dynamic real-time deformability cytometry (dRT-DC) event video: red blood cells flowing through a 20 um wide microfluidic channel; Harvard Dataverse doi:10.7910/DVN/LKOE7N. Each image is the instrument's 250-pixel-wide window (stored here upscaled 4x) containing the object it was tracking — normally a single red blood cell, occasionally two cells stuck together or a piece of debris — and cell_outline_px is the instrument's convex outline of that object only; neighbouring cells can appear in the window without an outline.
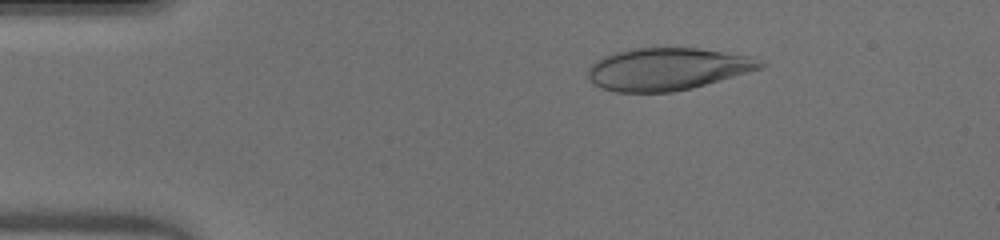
{"species": "human", "species_latin": "Homo sapiens", "temperature_condition": "warm", "stored_images_in_passage": 42, "camera_frame_rate_fps": 3000, "um_per_image_px": 0.085, "donor": {"sex": "male"}, "frame": {"image": 1, "passage_image": 8, "time_ms": 2.333, "image_size_px": [1000, 240], "cell_outline_px": [[764, 64], [760, 68], [692, 88], [672, 92], [616, 92], [600, 88], [588, 76], [588, 68], [596, 60], [604, 56], [616, 52], [632, 48], [696, 48], [748, 56]], "centroid_in_image_um": [56.64, 5.87], "position_along_channel_um": 28.4, "area_um2": 41.79}}
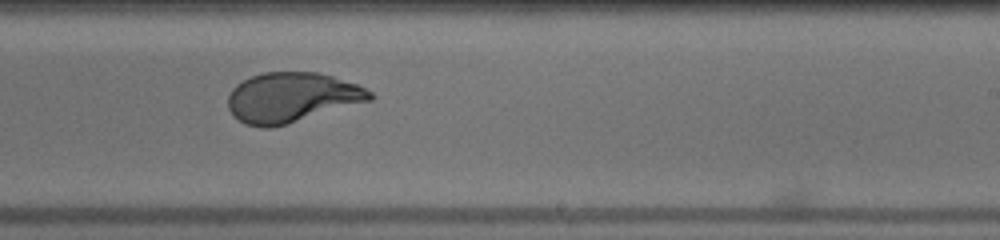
{"frame": {"image": 2, "passage_image": 30, "time_ms": 9.667, "image_size_px": [1000, 240], "cell_outline_px": [[376, 96], [372, 100], [272, 128], [260, 128], [244, 124], [232, 116], [228, 108], [228, 96], [232, 88], [236, 84], [252, 76], [264, 72], [316, 72], [332, 76], [356, 84], [372, 92]], "centroid_in_image_um": [24.77, 8.29], "position_along_channel_um": 264.2, "area_um2": 41.33}}
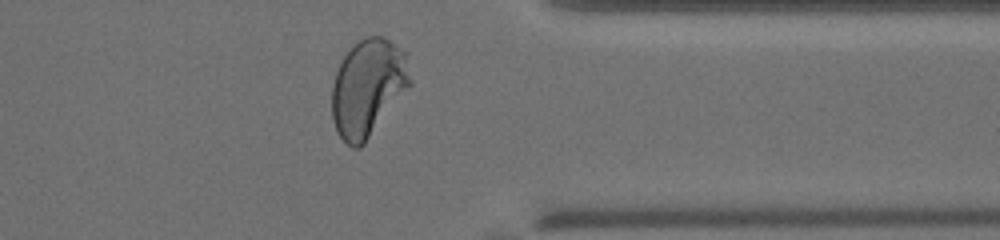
{"frame": {"image": 3, "passage_image": 39, "time_ms": 12.667, "image_size_px": [1000, 240], "cell_outline_px": [[412, 84], [364, 144], [360, 148], [352, 148], [336, 132], [332, 120], [332, 84], [336, 72], [344, 56], [364, 36], [380, 36], [388, 40], [400, 48], [404, 52], [412, 80]], "centroid_in_image_um": [31.27, 7.48], "position_along_channel_um": 380.1, "area_um2": 44.1}, "authors_computed_cell_mechanics": {"area_um2": 42.3385, "velocity_mm_per_s": 4.1098, "shape_relaxation_time_tau1_ms": 5.8433, "shape_relaxation_time_tau2_ms": null, "deformation_change_tau1": 0.265, "deformation_change_tau2": null}}